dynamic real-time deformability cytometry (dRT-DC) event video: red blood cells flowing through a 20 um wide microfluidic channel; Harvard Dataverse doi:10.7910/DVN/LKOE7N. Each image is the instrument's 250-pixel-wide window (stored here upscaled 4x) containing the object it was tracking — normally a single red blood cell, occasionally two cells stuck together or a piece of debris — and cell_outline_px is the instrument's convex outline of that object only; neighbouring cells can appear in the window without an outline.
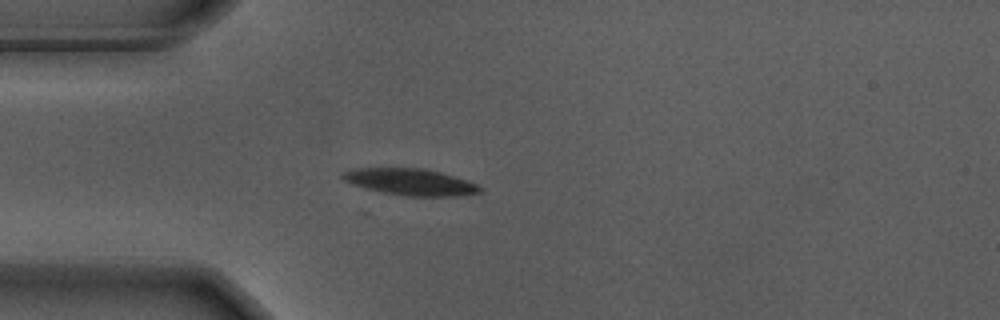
{"species": "Egyptian fruit bat (a non-hibernating species)", "species_latin": "Rousettus aegyptiacus", "temperature_condition": "warm", "stored_images_in_passage": 46, "camera_frame_rate_fps": 3000, "um_per_image_px": 0.085, "animal": {"sex": "male"}, "frame": {"image": 1, "passage_image": 4, "time_ms": 1.0, "image_size_px": [1000, 320], "cell_outline_px": [[484, 188], [480, 192], [460, 196], [404, 196], [364, 188], [352, 184], [344, 180], [340, 176], [340, 172], [352, 168], [424, 168], [440, 172], [476, 184]], "centroid_in_image_um": [34.83, 15.46], "position_along_channel_um": 50.2, "area_um2": 21.27}}
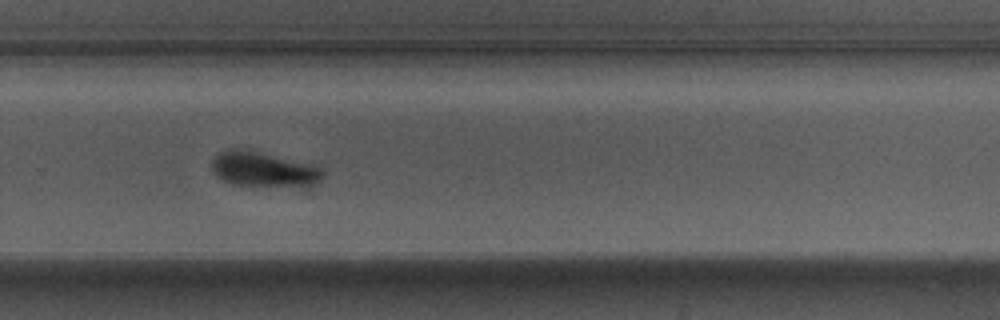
{"frame": {"image": 2, "passage_image": 26, "time_ms": 8.333, "image_size_px": [1000, 320], "cell_outline_px": [[324, 176], [320, 180], [304, 192], [232, 184], [224, 180], [212, 168], [212, 160], [220, 152], [228, 148], [236, 148], [260, 152], [312, 164], [320, 168], [324, 172]], "centroid_in_image_um": [22.55, 14.49], "position_along_channel_um": 307.2, "area_um2": 23.93}}
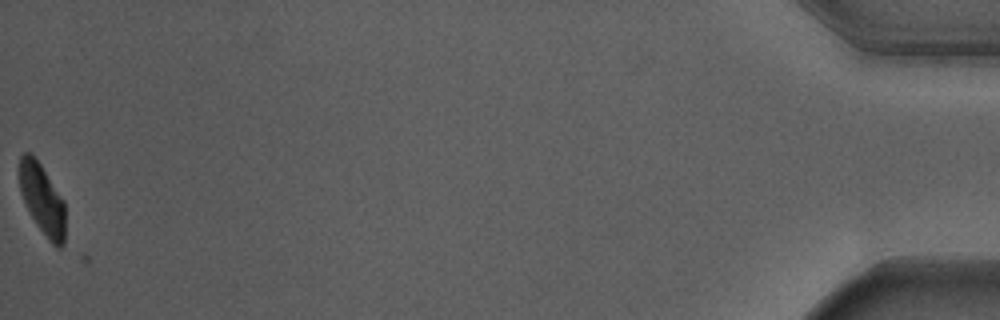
{"frame": {"image": 3, "passage_image": 45, "time_ms": 14.667, "image_size_px": [1000, 320], "cell_outline_px": [[64, 244], [60, 248], [56, 248], [48, 240], [36, 224], [20, 192], [20, 156], [24, 152], [28, 152], [40, 164], [64, 200]], "centroid_in_image_um": [3.61, 16.98], "position_along_channel_um": 431.6, "area_um2": 18.44}, "authors_computed_cell_mechanics": {"area_um2": 22.6576, "velocity_mm_per_s": 3.6454, "shape_relaxation_time_tau1_ms": 2.9499, "shape_relaxation_time_tau2_ms": null, "deformation_change_tau1": 0.1757, "deformation_change_tau2": null}}